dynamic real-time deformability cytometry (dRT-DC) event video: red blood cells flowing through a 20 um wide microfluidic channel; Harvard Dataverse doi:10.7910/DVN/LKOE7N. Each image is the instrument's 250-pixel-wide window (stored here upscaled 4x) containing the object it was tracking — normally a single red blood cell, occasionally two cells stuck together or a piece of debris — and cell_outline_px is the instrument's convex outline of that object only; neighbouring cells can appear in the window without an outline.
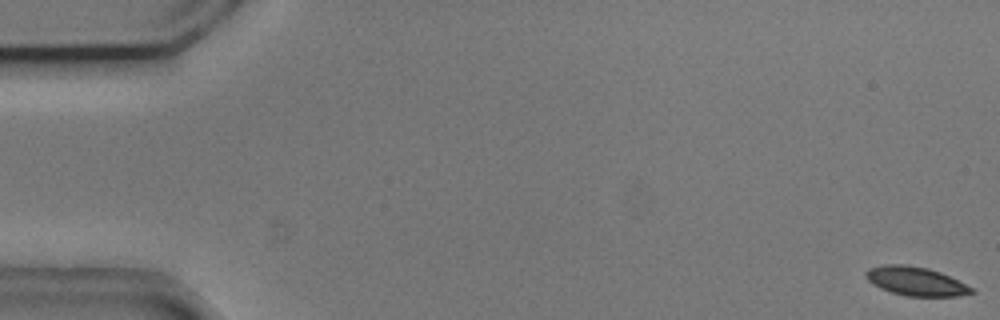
{"species": "common noctule bat (a hibernating species)", "species_latin": "Nyctalus noctula", "temperature_condition": "cold", "stored_images_in_passage": 55, "camera_frame_rate_fps": 3000, "um_per_image_px": 0.085, "animal": {"sex": "male", "body_mass_g": 20.5, "forearm_length_mm": 52.5}, "frame": {"image": 1, "passage_image": 1, "time_ms": 0.0, "image_size_px": [1000, 320], "cell_outline_px": [[976, 292], [956, 296], [908, 296], [892, 292], [880, 288], [868, 280], [864, 276], [864, 272], [868, 268], [884, 264], [904, 264], [928, 268], [940, 272], [972, 288]], "centroid_in_image_um": [77.79, 23.89], "position_along_channel_um": 7.2, "area_um2": 17.57}}
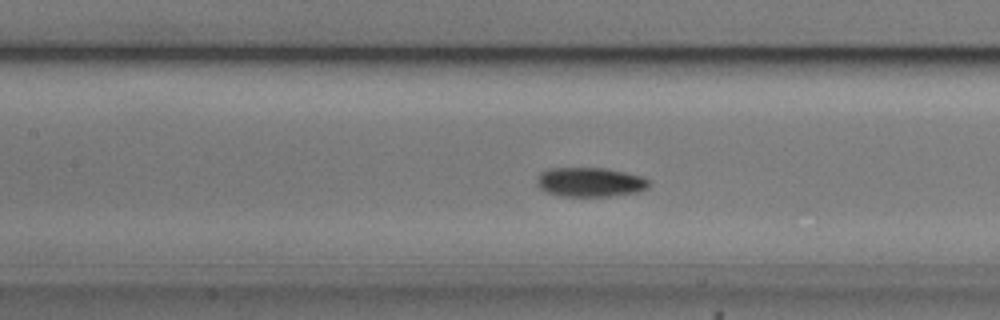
{"frame": {"image": 2, "passage_image": 25, "time_ms": 8.0, "image_size_px": [1000, 320], "cell_outline_px": [[648, 188], [636, 192], [608, 196], [560, 196], [548, 192], [540, 188], [536, 184], [536, 180], [540, 172], [548, 168], [604, 168], [624, 172], [640, 176], [648, 180]], "centroid_in_image_um": [50.1, 15.47], "position_along_channel_um": 157.3, "area_um2": 19.02}}
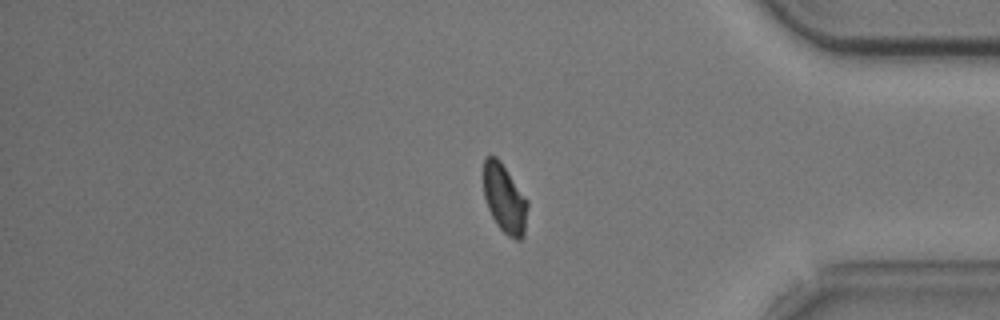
{"frame": {"image": 3, "passage_image": 46, "time_ms": 15.0, "image_size_px": [1000, 320], "cell_outline_px": [[528, 204], [524, 236], [520, 240], [516, 240], [508, 236], [496, 224], [488, 208], [484, 196], [484, 160], [488, 156], [496, 156], [500, 160], [528, 200]], "centroid_in_image_um": [42.9, 16.9], "position_along_channel_um": 392.3, "area_um2": 17.63}, "authors_computed_cell_mechanics": {"area_um2": 18.2648, "velocity_mm_per_s": 3.6966, "shape_relaxation_time_tau1_ms": 2.132, "shape_relaxation_time_tau2_ms": 3.387, "deformation_change_tau1": 0.0984, "deformation_change_tau2": 0.0655}}